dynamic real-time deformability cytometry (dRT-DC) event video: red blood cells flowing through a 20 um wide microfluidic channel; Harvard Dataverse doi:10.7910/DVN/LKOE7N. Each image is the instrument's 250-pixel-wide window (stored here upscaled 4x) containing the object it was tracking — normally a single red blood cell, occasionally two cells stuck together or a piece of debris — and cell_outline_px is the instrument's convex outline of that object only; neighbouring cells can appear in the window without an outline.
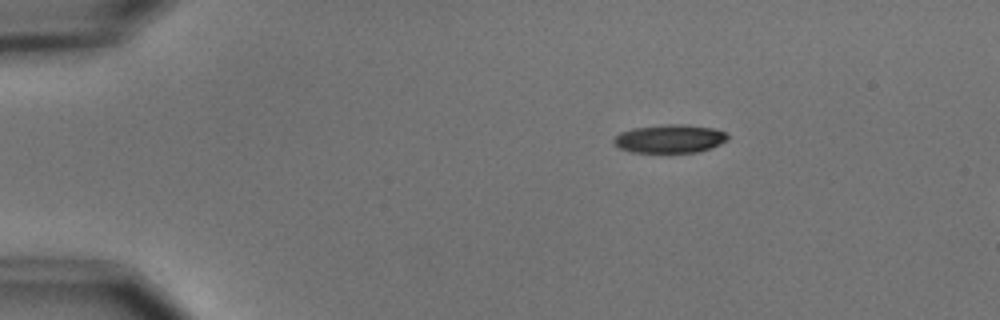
{"species": "common noctule bat (a hibernating species)", "species_latin": "Nyctalus noctula", "temperature_condition": "cold", "stored_images_in_passage": 2, "camera_frame_rate_fps": 3000, "um_per_image_px": 0.085, "animal": {"sex": "male", "body_mass_g": 15.6}, "frame": {"image": 1, "passage_image": 1, "time_ms": 0.0, "image_size_px": [1000, 320], "cell_outline_px": [[728, 140], [712, 148], [696, 152], [632, 152], [620, 148], [612, 144], [612, 140], [620, 132], [632, 128], [664, 124], [684, 124], [716, 128], [724, 132], [728, 136]], "centroid_in_image_um": [56.93, 11.78], "position_along_channel_um": 28.1, "area_um2": 19.02}}